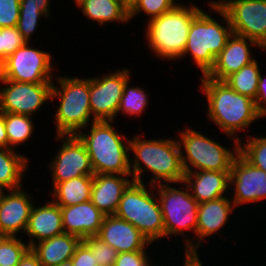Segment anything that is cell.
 Listing matches in <instances>:
<instances>
[{"label": "cell", "instance_id": "cell-1", "mask_svg": "<svg viewBox=\"0 0 266 266\" xmlns=\"http://www.w3.org/2000/svg\"><path fill=\"white\" fill-rule=\"evenodd\" d=\"M129 151L134 152L133 160L130 159L133 181L143 183L142 175L146 170L153 175L148 182L151 186L163 183L179 184L184 180L185 171L178 140L172 138L143 140L141 136L135 135L130 139Z\"/></svg>", "mask_w": 266, "mask_h": 266}, {"label": "cell", "instance_id": "cell-2", "mask_svg": "<svg viewBox=\"0 0 266 266\" xmlns=\"http://www.w3.org/2000/svg\"><path fill=\"white\" fill-rule=\"evenodd\" d=\"M207 100V117L231 139L237 138V131L244 130L254 121L262 119L255 101L235 92L223 81H216L206 75L200 77ZM236 135V137H235Z\"/></svg>", "mask_w": 266, "mask_h": 266}, {"label": "cell", "instance_id": "cell-3", "mask_svg": "<svg viewBox=\"0 0 266 266\" xmlns=\"http://www.w3.org/2000/svg\"><path fill=\"white\" fill-rule=\"evenodd\" d=\"M91 122L90 133L80 131L77 136L87 149L94 174L131 175L128 154L130 138L115 130L112 126L115 121Z\"/></svg>", "mask_w": 266, "mask_h": 266}, {"label": "cell", "instance_id": "cell-4", "mask_svg": "<svg viewBox=\"0 0 266 266\" xmlns=\"http://www.w3.org/2000/svg\"><path fill=\"white\" fill-rule=\"evenodd\" d=\"M202 11L192 3L190 6L179 3L170 11L148 20L144 35L153 54L164 60L181 59L192 21Z\"/></svg>", "mask_w": 266, "mask_h": 266}, {"label": "cell", "instance_id": "cell-5", "mask_svg": "<svg viewBox=\"0 0 266 266\" xmlns=\"http://www.w3.org/2000/svg\"><path fill=\"white\" fill-rule=\"evenodd\" d=\"M209 7L221 15L224 24L204 10L192 21L183 56H192L194 63L200 68L203 76L207 75L215 64L216 57L226 46L227 40L233 34L227 14L215 3L210 1Z\"/></svg>", "mask_w": 266, "mask_h": 266}, {"label": "cell", "instance_id": "cell-6", "mask_svg": "<svg viewBox=\"0 0 266 266\" xmlns=\"http://www.w3.org/2000/svg\"><path fill=\"white\" fill-rule=\"evenodd\" d=\"M56 79L60 88L56 87L53 80L51 90V101L57 98L60 102L54 115L55 135H77L83 128H89V120L93 118L89 101V77L59 75Z\"/></svg>", "mask_w": 266, "mask_h": 266}, {"label": "cell", "instance_id": "cell-7", "mask_svg": "<svg viewBox=\"0 0 266 266\" xmlns=\"http://www.w3.org/2000/svg\"><path fill=\"white\" fill-rule=\"evenodd\" d=\"M179 130L181 161L185 172L231 171L239 153V137L234 138L232 151L189 126ZM184 148V149H183ZM186 153V154H185Z\"/></svg>", "mask_w": 266, "mask_h": 266}, {"label": "cell", "instance_id": "cell-8", "mask_svg": "<svg viewBox=\"0 0 266 266\" xmlns=\"http://www.w3.org/2000/svg\"><path fill=\"white\" fill-rule=\"evenodd\" d=\"M114 215L136 227L150 243L165 238L163 214L158 197L146 188L144 182L133 181L128 186Z\"/></svg>", "mask_w": 266, "mask_h": 266}, {"label": "cell", "instance_id": "cell-9", "mask_svg": "<svg viewBox=\"0 0 266 266\" xmlns=\"http://www.w3.org/2000/svg\"><path fill=\"white\" fill-rule=\"evenodd\" d=\"M182 189L171 187L169 183L152 186L157 188L158 201L163 214L165 237L173 235H187L184 232L192 230L196 234L198 202L191 196L187 185ZM185 186V188L183 187ZM185 189V190H184ZM185 230V231H184Z\"/></svg>", "mask_w": 266, "mask_h": 266}, {"label": "cell", "instance_id": "cell-10", "mask_svg": "<svg viewBox=\"0 0 266 266\" xmlns=\"http://www.w3.org/2000/svg\"><path fill=\"white\" fill-rule=\"evenodd\" d=\"M31 46L26 42L6 58L0 66V79L27 83H53L55 75H52L54 70L52 55Z\"/></svg>", "mask_w": 266, "mask_h": 266}, {"label": "cell", "instance_id": "cell-11", "mask_svg": "<svg viewBox=\"0 0 266 266\" xmlns=\"http://www.w3.org/2000/svg\"><path fill=\"white\" fill-rule=\"evenodd\" d=\"M234 34L255 41L266 51V0H219Z\"/></svg>", "mask_w": 266, "mask_h": 266}, {"label": "cell", "instance_id": "cell-12", "mask_svg": "<svg viewBox=\"0 0 266 266\" xmlns=\"http://www.w3.org/2000/svg\"><path fill=\"white\" fill-rule=\"evenodd\" d=\"M130 70L122 68L101 77H89V101L92 121L117 118V110L125 83L130 80Z\"/></svg>", "mask_w": 266, "mask_h": 266}, {"label": "cell", "instance_id": "cell-13", "mask_svg": "<svg viewBox=\"0 0 266 266\" xmlns=\"http://www.w3.org/2000/svg\"><path fill=\"white\" fill-rule=\"evenodd\" d=\"M0 112L33 117L36 111L51 100L53 83H27L0 79Z\"/></svg>", "mask_w": 266, "mask_h": 266}, {"label": "cell", "instance_id": "cell-14", "mask_svg": "<svg viewBox=\"0 0 266 266\" xmlns=\"http://www.w3.org/2000/svg\"><path fill=\"white\" fill-rule=\"evenodd\" d=\"M62 145L50 162L53 183L79 176L94 175L91 160L84 143L77 135H56Z\"/></svg>", "mask_w": 266, "mask_h": 266}, {"label": "cell", "instance_id": "cell-15", "mask_svg": "<svg viewBox=\"0 0 266 266\" xmlns=\"http://www.w3.org/2000/svg\"><path fill=\"white\" fill-rule=\"evenodd\" d=\"M233 187L232 201L236 206L266 199V172L250 164L240 153L235 157L230 171ZM263 199V200H262Z\"/></svg>", "mask_w": 266, "mask_h": 266}, {"label": "cell", "instance_id": "cell-16", "mask_svg": "<svg viewBox=\"0 0 266 266\" xmlns=\"http://www.w3.org/2000/svg\"><path fill=\"white\" fill-rule=\"evenodd\" d=\"M234 208L236 207L233 201L227 196L199 203L196 228V236L198 237H196L195 242L192 238L191 240L190 238L184 239L185 252H197L200 244L204 242V238L215 234V232L218 233L227 224L230 214L234 213Z\"/></svg>", "mask_w": 266, "mask_h": 266}, {"label": "cell", "instance_id": "cell-17", "mask_svg": "<svg viewBox=\"0 0 266 266\" xmlns=\"http://www.w3.org/2000/svg\"><path fill=\"white\" fill-rule=\"evenodd\" d=\"M22 187L3 192L0 198V236L25 233L33 206L32 198ZM8 192V193H7Z\"/></svg>", "mask_w": 266, "mask_h": 266}, {"label": "cell", "instance_id": "cell-18", "mask_svg": "<svg viewBox=\"0 0 266 266\" xmlns=\"http://www.w3.org/2000/svg\"><path fill=\"white\" fill-rule=\"evenodd\" d=\"M252 45L264 51L255 41L233 33L227 40L226 46L216 57L213 68L206 76L216 81H223L243 66L250 64L255 60L250 52Z\"/></svg>", "mask_w": 266, "mask_h": 266}, {"label": "cell", "instance_id": "cell-19", "mask_svg": "<svg viewBox=\"0 0 266 266\" xmlns=\"http://www.w3.org/2000/svg\"><path fill=\"white\" fill-rule=\"evenodd\" d=\"M119 253L145 250L151 243L132 224L116 215H107L97 235Z\"/></svg>", "mask_w": 266, "mask_h": 266}, {"label": "cell", "instance_id": "cell-20", "mask_svg": "<svg viewBox=\"0 0 266 266\" xmlns=\"http://www.w3.org/2000/svg\"><path fill=\"white\" fill-rule=\"evenodd\" d=\"M61 212L64 233L75 235L81 240L97 236L105 218L91 200L61 207Z\"/></svg>", "mask_w": 266, "mask_h": 266}, {"label": "cell", "instance_id": "cell-21", "mask_svg": "<svg viewBox=\"0 0 266 266\" xmlns=\"http://www.w3.org/2000/svg\"><path fill=\"white\" fill-rule=\"evenodd\" d=\"M132 175L94 174L91 202L105 215H114L121 197L133 179Z\"/></svg>", "mask_w": 266, "mask_h": 266}, {"label": "cell", "instance_id": "cell-22", "mask_svg": "<svg viewBox=\"0 0 266 266\" xmlns=\"http://www.w3.org/2000/svg\"><path fill=\"white\" fill-rule=\"evenodd\" d=\"M183 183L198 203L215 200L227 195L230 188V171L185 172Z\"/></svg>", "mask_w": 266, "mask_h": 266}, {"label": "cell", "instance_id": "cell-23", "mask_svg": "<svg viewBox=\"0 0 266 266\" xmlns=\"http://www.w3.org/2000/svg\"><path fill=\"white\" fill-rule=\"evenodd\" d=\"M43 206H32L25 233L30 240L27 242L31 248L35 240L42 241L64 233L61 207L53 201Z\"/></svg>", "mask_w": 266, "mask_h": 266}, {"label": "cell", "instance_id": "cell-24", "mask_svg": "<svg viewBox=\"0 0 266 266\" xmlns=\"http://www.w3.org/2000/svg\"><path fill=\"white\" fill-rule=\"evenodd\" d=\"M82 240L72 234L62 233L49 239L36 242L32 251L43 266H57L71 260L76 247Z\"/></svg>", "mask_w": 266, "mask_h": 266}, {"label": "cell", "instance_id": "cell-25", "mask_svg": "<svg viewBox=\"0 0 266 266\" xmlns=\"http://www.w3.org/2000/svg\"><path fill=\"white\" fill-rule=\"evenodd\" d=\"M76 5L86 18L103 26L109 22H130L129 10L121 0H81Z\"/></svg>", "mask_w": 266, "mask_h": 266}, {"label": "cell", "instance_id": "cell-26", "mask_svg": "<svg viewBox=\"0 0 266 266\" xmlns=\"http://www.w3.org/2000/svg\"><path fill=\"white\" fill-rule=\"evenodd\" d=\"M93 175L79 176L64 182L53 183V202L60 207L73 206L91 199Z\"/></svg>", "mask_w": 266, "mask_h": 266}, {"label": "cell", "instance_id": "cell-27", "mask_svg": "<svg viewBox=\"0 0 266 266\" xmlns=\"http://www.w3.org/2000/svg\"><path fill=\"white\" fill-rule=\"evenodd\" d=\"M29 159L10 148H0V187L15 190L22 186Z\"/></svg>", "mask_w": 266, "mask_h": 266}, {"label": "cell", "instance_id": "cell-28", "mask_svg": "<svg viewBox=\"0 0 266 266\" xmlns=\"http://www.w3.org/2000/svg\"><path fill=\"white\" fill-rule=\"evenodd\" d=\"M260 73L258 61L255 59L250 64L243 66L239 71L229 75L223 82L235 92L255 101Z\"/></svg>", "mask_w": 266, "mask_h": 266}, {"label": "cell", "instance_id": "cell-29", "mask_svg": "<svg viewBox=\"0 0 266 266\" xmlns=\"http://www.w3.org/2000/svg\"><path fill=\"white\" fill-rule=\"evenodd\" d=\"M5 129L8 137V148L15 150L16 146L29 140L34 131L31 116L15 113H4ZM12 146V147H11Z\"/></svg>", "mask_w": 266, "mask_h": 266}, {"label": "cell", "instance_id": "cell-30", "mask_svg": "<svg viewBox=\"0 0 266 266\" xmlns=\"http://www.w3.org/2000/svg\"><path fill=\"white\" fill-rule=\"evenodd\" d=\"M129 82L131 81L128 80L124 85L117 115L119 113H124L125 116H139L144 112V109L148 107L149 93L145 92L143 87L141 88L140 86L130 87L131 84H129Z\"/></svg>", "mask_w": 266, "mask_h": 266}, {"label": "cell", "instance_id": "cell-31", "mask_svg": "<svg viewBox=\"0 0 266 266\" xmlns=\"http://www.w3.org/2000/svg\"><path fill=\"white\" fill-rule=\"evenodd\" d=\"M29 249L17 236H0V266H17Z\"/></svg>", "mask_w": 266, "mask_h": 266}, {"label": "cell", "instance_id": "cell-32", "mask_svg": "<svg viewBox=\"0 0 266 266\" xmlns=\"http://www.w3.org/2000/svg\"><path fill=\"white\" fill-rule=\"evenodd\" d=\"M245 144L239 141V153L252 165L266 172V136L249 137Z\"/></svg>", "mask_w": 266, "mask_h": 266}, {"label": "cell", "instance_id": "cell-33", "mask_svg": "<svg viewBox=\"0 0 266 266\" xmlns=\"http://www.w3.org/2000/svg\"><path fill=\"white\" fill-rule=\"evenodd\" d=\"M179 4L175 0H139L129 11V19L132 20L140 12L148 15V20L159 17Z\"/></svg>", "mask_w": 266, "mask_h": 266}, {"label": "cell", "instance_id": "cell-34", "mask_svg": "<svg viewBox=\"0 0 266 266\" xmlns=\"http://www.w3.org/2000/svg\"><path fill=\"white\" fill-rule=\"evenodd\" d=\"M42 16L47 17L40 8L20 7L17 29L26 42L30 43L32 33L36 31Z\"/></svg>", "mask_w": 266, "mask_h": 266}, {"label": "cell", "instance_id": "cell-35", "mask_svg": "<svg viewBox=\"0 0 266 266\" xmlns=\"http://www.w3.org/2000/svg\"><path fill=\"white\" fill-rule=\"evenodd\" d=\"M82 242L91 250L98 265L114 266L119 252L97 236H89Z\"/></svg>", "mask_w": 266, "mask_h": 266}, {"label": "cell", "instance_id": "cell-36", "mask_svg": "<svg viewBox=\"0 0 266 266\" xmlns=\"http://www.w3.org/2000/svg\"><path fill=\"white\" fill-rule=\"evenodd\" d=\"M20 0H0V28L17 27Z\"/></svg>", "mask_w": 266, "mask_h": 266}, {"label": "cell", "instance_id": "cell-37", "mask_svg": "<svg viewBox=\"0 0 266 266\" xmlns=\"http://www.w3.org/2000/svg\"><path fill=\"white\" fill-rule=\"evenodd\" d=\"M26 41L23 39L17 27L3 28V63L6 58L13 54Z\"/></svg>", "mask_w": 266, "mask_h": 266}, {"label": "cell", "instance_id": "cell-38", "mask_svg": "<svg viewBox=\"0 0 266 266\" xmlns=\"http://www.w3.org/2000/svg\"><path fill=\"white\" fill-rule=\"evenodd\" d=\"M146 250L119 253L114 266H152Z\"/></svg>", "mask_w": 266, "mask_h": 266}, {"label": "cell", "instance_id": "cell-39", "mask_svg": "<svg viewBox=\"0 0 266 266\" xmlns=\"http://www.w3.org/2000/svg\"><path fill=\"white\" fill-rule=\"evenodd\" d=\"M73 266H98L91 250L81 241L71 258Z\"/></svg>", "mask_w": 266, "mask_h": 266}, {"label": "cell", "instance_id": "cell-40", "mask_svg": "<svg viewBox=\"0 0 266 266\" xmlns=\"http://www.w3.org/2000/svg\"><path fill=\"white\" fill-rule=\"evenodd\" d=\"M255 104L263 116H266V78L261 73L258 81V91Z\"/></svg>", "mask_w": 266, "mask_h": 266}, {"label": "cell", "instance_id": "cell-41", "mask_svg": "<svg viewBox=\"0 0 266 266\" xmlns=\"http://www.w3.org/2000/svg\"><path fill=\"white\" fill-rule=\"evenodd\" d=\"M50 1L51 0H20V7L40 8V10L47 16H50Z\"/></svg>", "mask_w": 266, "mask_h": 266}, {"label": "cell", "instance_id": "cell-42", "mask_svg": "<svg viewBox=\"0 0 266 266\" xmlns=\"http://www.w3.org/2000/svg\"><path fill=\"white\" fill-rule=\"evenodd\" d=\"M17 266H43L38 259V256L30 248L21 258Z\"/></svg>", "mask_w": 266, "mask_h": 266}, {"label": "cell", "instance_id": "cell-43", "mask_svg": "<svg viewBox=\"0 0 266 266\" xmlns=\"http://www.w3.org/2000/svg\"><path fill=\"white\" fill-rule=\"evenodd\" d=\"M185 259L183 261V266H203L202 262L200 261L199 252H184Z\"/></svg>", "mask_w": 266, "mask_h": 266}, {"label": "cell", "instance_id": "cell-44", "mask_svg": "<svg viewBox=\"0 0 266 266\" xmlns=\"http://www.w3.org/2000/svg\"><path fill=\"white\" fill-rule=\"evenodd\" d=\"M0 148H8V137L5 129L3 112H0Z\"/></svg>", "mask_w": 266, "mask_h": 266}, {"label": "cell", "instance_id": "cell-45", "mask_svg": "<svg viewBox=\"0 0 266 266\" xmlns=\"http://www.w3.org/2000/svg\"><path fill=\"white\" fill-rule=\"evenodd\" d=\"M3 64V28H0V66Z\"/></svg>", "mask_w": 266, "mask_h": 266}, {"label": "cell", "instance_id": "cell-46", "mask_svg": "<svg viewBox=\"0 0 266 266\" xmlns=\"http://www.w3.org/2000/svg\"><path fill=\"white\" fill-rule=\"evenodd\" d=\"M124 6L130 11L139 0H121Z\"/></svg>", "mask_w": 266, "mask_h": 266}, {"label": "cell", "instance_id": "cell-47", "mask_svg": "<svg viewBox=\"0 0 266 266\" xmlns=\"http://www.w3.org/2000/svg\"><path fill=\"white\" fill-rule=\"evenodd\" d=\"M57 266H73V263L71 260L65 261Z\"/></svg>", "mask_w": 266, "mask_h": 266}, {"label": "cell", "instance_id": "cell-48", "mask_svg": "<svg viewBox=\"0 0 266 266\" xmlns=\"http://www.w3.org/2000/svg\"><path fill=\"white\" fill-rule=\"evenodd\" d=\"M3 192H5V190H3V189L0 187V198H1Z\"/></svg>", "mask_w": 266, "mask_h": 266}, {"label": "cell", "instance_id": "cell-49", "mask_svg": "<svg viewBox=\"0 0 266 266\" xmlns=\"http://www.w3.org/2000/svg\"><path fill=\"white\" fill-rule=\"evenodd\" d=\"M74 2H75V4H77L79 1H81V0H73Z\"/></svg>", "mask_w": 266, "mask_h": 266}]
</instances>
